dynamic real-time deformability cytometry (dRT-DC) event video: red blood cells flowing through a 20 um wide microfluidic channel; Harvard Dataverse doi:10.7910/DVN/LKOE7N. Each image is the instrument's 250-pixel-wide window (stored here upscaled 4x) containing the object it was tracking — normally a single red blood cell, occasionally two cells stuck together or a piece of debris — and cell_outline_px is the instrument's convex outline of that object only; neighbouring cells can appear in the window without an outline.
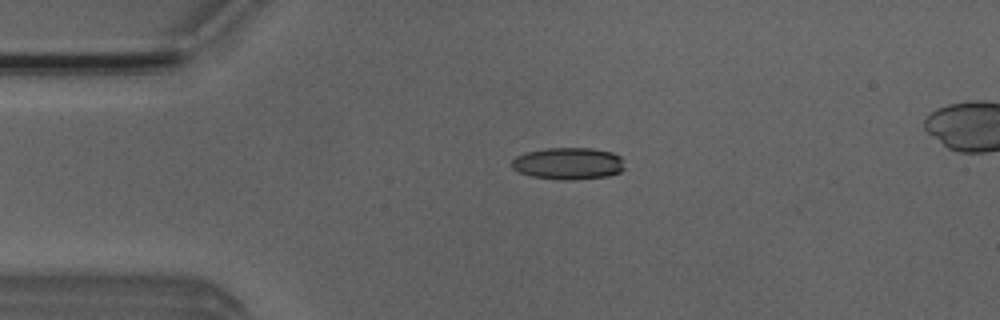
{"species": "Egyptian fruit bat (a non-hibernating species)", "species_latin": "Rousettus aegyptiacus", "temperature_condition": "room temperature", "stored_images_in_passage": 5, "camera_frame_rate_fps": 3000, "um_per_image_px": 0.085, "animal": {"sex": "male"}, "frame": {"image": 1, "passage_image": 3, "time_ms": 2.333, "image_size_px": [1000, 320], "cell_outline_px": [[624, 168], [620, 172], [608, 176], [572, 180], [564, 180], [532, 176], [520, 172], [512, 168], [512, 160], [516, 156], [524, 152], [548, 148], [592, 148], [612, 152], [620, 156]], "centroid_in_image_um": [48.3, 13.89], "position_along_channel_um": 36.7, "area_um2": 20.98}}